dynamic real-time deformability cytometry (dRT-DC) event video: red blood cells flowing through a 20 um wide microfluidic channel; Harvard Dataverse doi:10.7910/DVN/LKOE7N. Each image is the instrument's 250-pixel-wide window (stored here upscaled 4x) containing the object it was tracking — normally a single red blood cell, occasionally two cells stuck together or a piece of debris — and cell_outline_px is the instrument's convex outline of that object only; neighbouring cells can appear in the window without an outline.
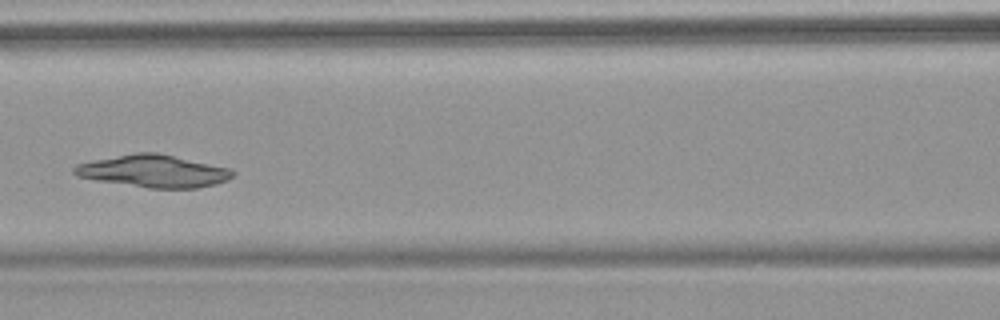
{"species": "common noctule bat (a hibernating species)", "species_latin": "Nyctalus noctula", "temperature_condition": "warm", "stored_images_in_passage": 6, "camera_frame_rate_fps": 3000, "um_per_image_px": 0.085, "animal": {"sex": "female", "body_mass_g": 18.4}, "frame": {"image": 1, "passage_image": 6, "time_ms": 6.667, "image_size_px": [1000, 320], "cell_outline_px": [[236, 172], [228, 180], [216, 184], [196, 188], [148, 188], [96, 180], [76, 176], [72, 172], [72, 168], [76, 164], [92, 160], [136, 152], [156, 152], [232, 168]], "centroid_in_image_um": [13.06, 14.54], "position_along_channel_um": 153.5, "area_um2": 30.06}}